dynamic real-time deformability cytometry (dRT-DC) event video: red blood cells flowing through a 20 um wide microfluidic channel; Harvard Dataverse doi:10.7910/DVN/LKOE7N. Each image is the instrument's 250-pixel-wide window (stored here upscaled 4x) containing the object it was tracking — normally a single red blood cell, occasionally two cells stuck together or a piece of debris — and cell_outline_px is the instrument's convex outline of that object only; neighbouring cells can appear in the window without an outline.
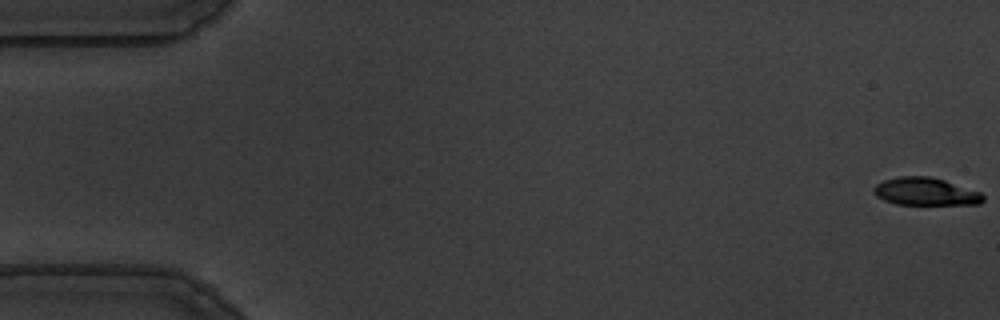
{"species": "common noctule bat (a hibernating species)", "species_latin": "Nyctalus noctula", "temperature_condition": "warm", "stored_images_in_passage": 56, "camera_frame_rate_fps": 3000, "um_per_image_px": 0.085, "animal": {"sex": "male", "body_mass_g": 19.5, "forearm_length_mm": 54.6}, "frame": {"image": 1, "passage_image": 1, "time_ms": 0.0, "image_size_px": [1000, 320], "cell_outline_px": [[984, 200], [980, 204], [896, 204], [884, 200], [876, 196], [872, 192], [872, 188], [876, 184], [884, 180], [900, 176], [928, 176], [944, 180], [980, 192], [984, 196]], "centroid_in_image_um": [78.63, 16.28], "position_along_channel_um": 6.4, "area_um2": 17.57}}
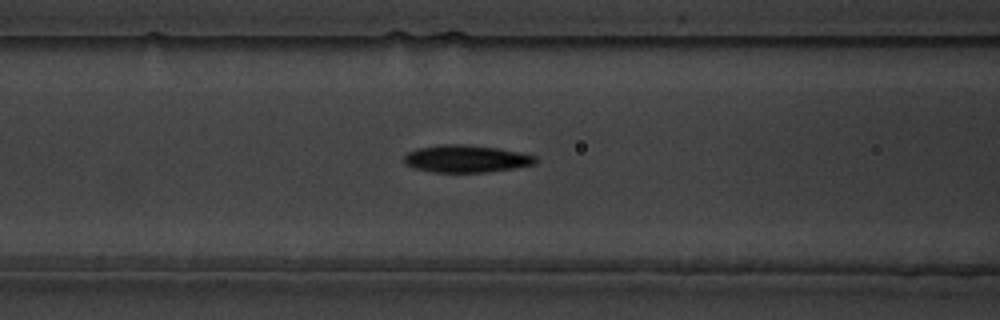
{"frame": {"image": 2, "passage_image": 23, "time_ms": 7.333, "image_size_px": [1000, 320], "cell_outline_px": [[536, 164], [512, 168], [484, 172], [432, 172], [416, 168], [404, 164], [404, 156], [408, 152], [416, 148], [440, 144], [460, 144], [500, 148], [520, 152], [536, 156]], "centroid_in_image_um": [39.6, 13.48], "position_along_channel_um": 127.0, "area_um2": 20.92}}
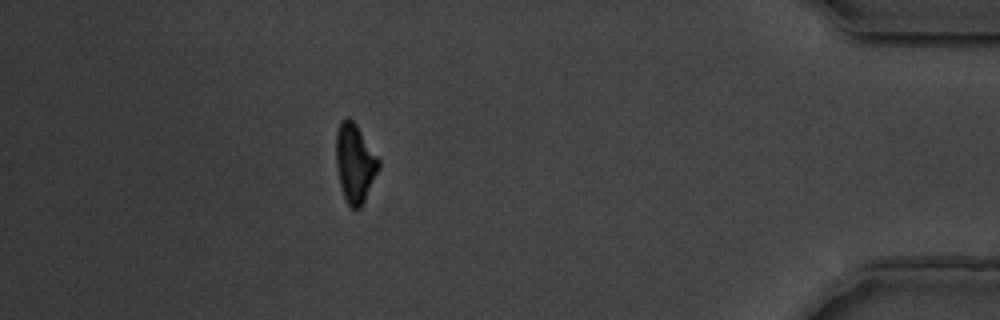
{"frame": {"image": 3, "passage_image": 50, "time_ms": 16.333, "image_size_px": [1000, 320], "cell_outline_px": [[380, 168], [360, 208], [352, 208], [348, 204], [344, 196], [340, 184], [336, 168], [336, 132], [340, 120], [348, 116], [356, 124], [380, 160]], "centroid_in_image_um": [30.16, 13.83], "position_along_channel_um": 405.0, "area_um2": 19.48}, "authors_computed_cell_mechanics": {"area_um2": 19.8832, "velocity_mm_per_s": 3.6232, "shape_relaxation_time_tau1_ms": 3.6665, "shape_relaxation_time_tau2_ms": 3.1146, "deformation_change_tau1": 0.1538, "deformation_change_tau2": 0.1199}}